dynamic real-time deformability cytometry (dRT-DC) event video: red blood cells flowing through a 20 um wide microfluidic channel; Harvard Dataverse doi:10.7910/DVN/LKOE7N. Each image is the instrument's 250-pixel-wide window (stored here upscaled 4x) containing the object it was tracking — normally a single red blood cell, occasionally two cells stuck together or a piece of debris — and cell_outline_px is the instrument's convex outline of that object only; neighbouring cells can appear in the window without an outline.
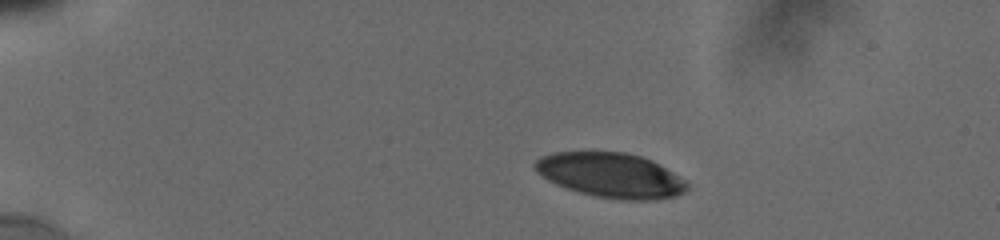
{"species": "human", "species_latin": "Homo sapiens", "temperature_condition": "cold", "stored_images_in_passage": 13, "camera_frame_rate_fps": 3000, "um_per_image_px": 0.085, "donor": {"sex": "male"}, "frame": {"image": 1, "passage_image": 1, "time_ms": 0.0, "image_size_px": [1000, 240], "cell_outline_px": [[688, 188], [684, 192], [676, 196], [652, 200], [624, 200], [596, 196], [580, 192], [556, 184], [548, 180], [532, 164], [540, 156], [552, 152], [624, 152], [640, 156], [652, 160], [672, 172], [684, 180], [688, 184]], "centroid_in_image_um": [51.93, 14.89], "position_along_channel_um": 33.1, "area_um2": 39.3}}
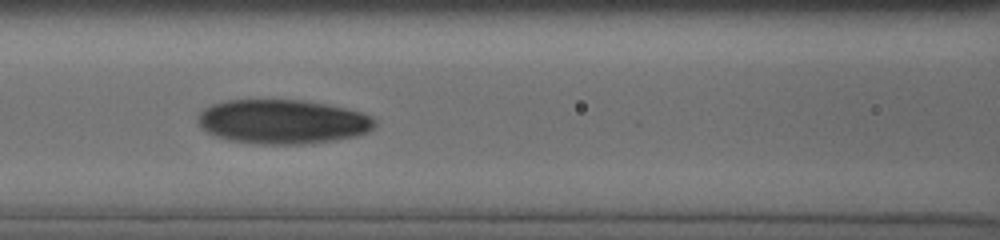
{"frame": {"image": 2, "passage_image": 9, "time_ms": 5.0, "image_size_px": [1000, 240], "cell_outline_px": [[376, 124], [368, 132], [356, 136], [336, 140], [304, 144], [260, 144], [232, 140], [216, 136], [200, 128], [196, 120], [200, 112], [204, 108], [212, 104], [228, 100], [304, 100], [364, 112], [372, 116], [376, 120]], "centroid_in_image_um": [24.03, 10.34], "position_along_channel_um": 142.6, "area_um2": 45.78}}
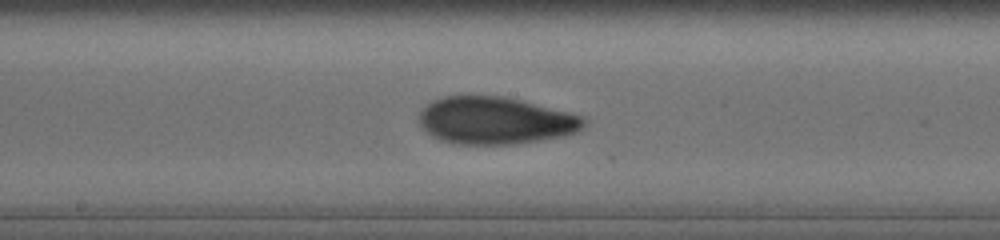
{"frame": {"image": 3, "passage_image": 12, "time_ms": 6.667, "image_size_px": [1000, 240], "cell_outline_px": [[588, 124], [576, 132], [564, 136], [540, 140], [512, 144], [460, 144], [440, 140], [432, 136], [420, 124], [420, 112], [432, 100], [444, 96], [504, 96], [584, 116], [588, 120]], "centroid_in_image_um": [42.14, 10.25], "position_along_channel_um": 206.1, "area_um2": 45.26}}